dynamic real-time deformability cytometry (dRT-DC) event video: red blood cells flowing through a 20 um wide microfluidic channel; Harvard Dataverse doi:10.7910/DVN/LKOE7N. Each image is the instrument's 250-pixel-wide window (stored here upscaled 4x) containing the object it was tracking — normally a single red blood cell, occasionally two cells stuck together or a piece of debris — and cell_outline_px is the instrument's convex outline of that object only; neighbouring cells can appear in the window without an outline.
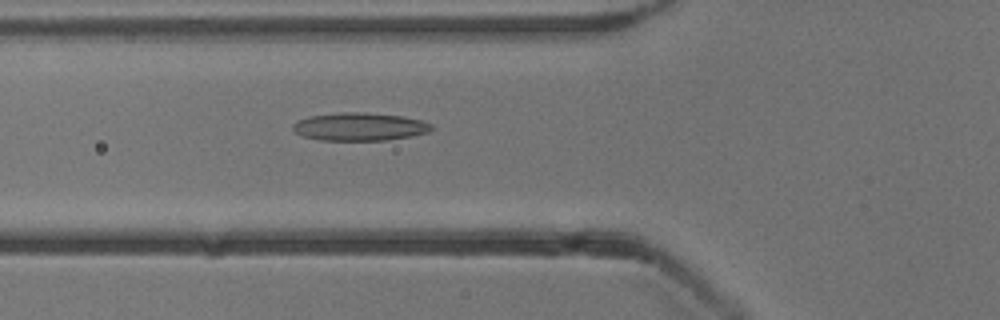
{"species": "common noctule bat (a hibernating species)", "species_latin": "Nyctalus noctula", "temperature_condition": "cold", "stored_images_in_passage": 48, "camera_frame_rate_fps": 3000, "um_per_image_px": 0.085, "animal": {"sex": "male", "body_mass_g": 13.3}, "frame": {"image": 1, "passage_image": 19, "time_ms": 6.0, "image_size_px": [1000, 320], "cell_outline_px": [[432, 128], [428, 132], [412, 136], [388, 140], [320, 140], [304, 136], [296, 132], [292, 128], [292, 124], [296, 120], [308, 116], [340, 112], [368, 112], [404, 116], [420, 120], [432, 124]], "centroid_in_image_um": [30.56, 10.76], "position_along_channel_um": 95.2, "area_um2": 22.77}}
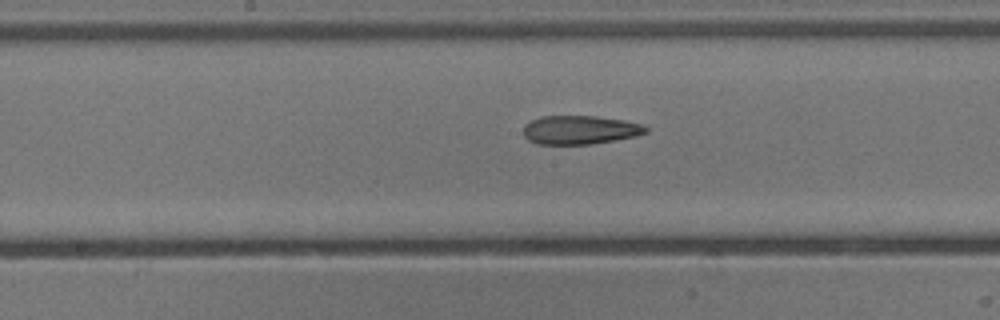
{"frame": {"image": 2, "passage_image": 27, "time_ms": 8.667, "image_size_px": [1000, 320], "cell_outline_px": [[648, 132], [636, 136], [616, 140], [592, 144], [536, 144], [528, 140], [524, 136], [524, 124], [540, 116], [596, 116], [624, 120], [644, 124], [648, 128]], "centroid_in_image_um": [49.31, 11.04], "position_along_channel_um": 198.9, "area_um2": 20.69}}
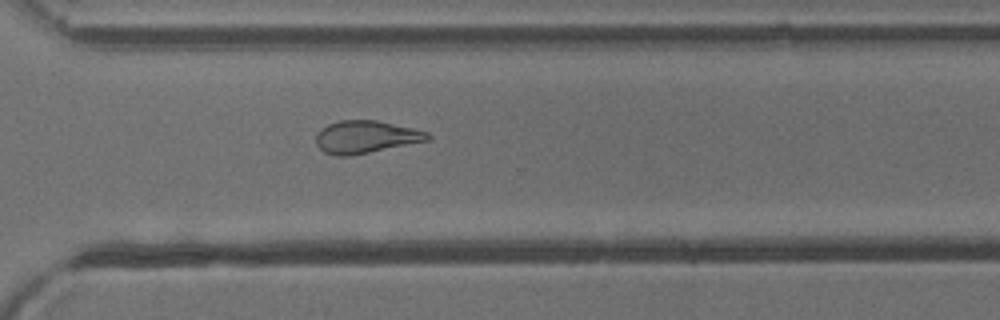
{"frame": {"image": 3, "passage_image": 38, "time_ms": 12.333, "image_size_px": [1000, 320], "cell_outline_px": [[432, 136], [428, 140], [348, 156], [336, 156], [324, 152], [316, 144], [316, 132], [320, 128], [328, 124], [340, 120], [376, 120], [412, 128], [428, 132]], "centroid_in_image_um": [31.04, 11.63], "position_along_channel_um": 339.6, "area_um2": 20.98}, "authors_computed_cell_mechanics": {"area_um2": 22.253, "velocity_mm_per_s": 3.8474, "shape_relaxation_time_tau1_ms": null, "shape_relaxation_time_tau2_ms": 4.0677, "deformation_change_tau1": null, "deformation_change_tau2": 0.1358}}